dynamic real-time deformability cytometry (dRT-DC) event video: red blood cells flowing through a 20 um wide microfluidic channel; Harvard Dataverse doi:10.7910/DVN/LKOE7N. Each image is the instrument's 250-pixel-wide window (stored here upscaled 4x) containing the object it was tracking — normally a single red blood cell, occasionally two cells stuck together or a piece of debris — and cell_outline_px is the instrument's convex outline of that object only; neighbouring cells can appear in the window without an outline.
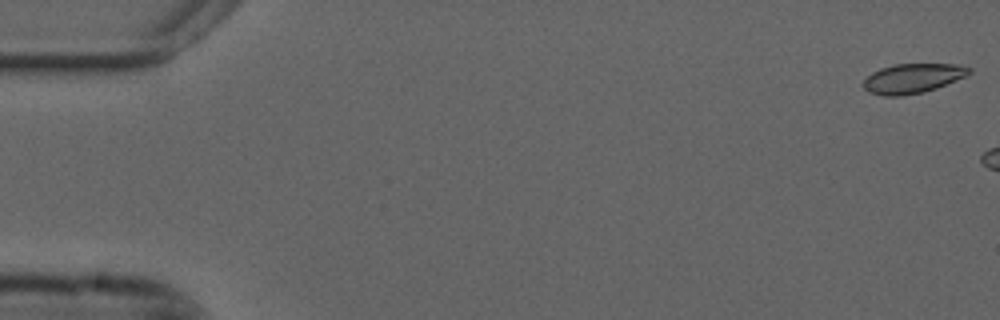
{"species": "common noctule bat (a hibernating species)", "species_latin": "Nyctalus noctula", "temperature_condition": "cold", "stored_images_in_passage": 6, "camera_frame_rate_fps": 3000, "um_per_image_px": 0.085, "animal": {"sex": "male", "forearm_length_mm": 52.5}, "frame": {"image": 1, "passage_image": 1, "time_ms": 0.0, "image_size_px": [1000, 320], "cell_outline_px": [[972, 72], [964, 76], [936, 88], [924, 92], [900, 96], [884, 96], [872, 92], [864, 88], [860, 84], [872, 72], [880, 68], [896, 64], [956, 64], [972, 68]], "centroid_in_image_um": [77.55, 6.65], "position_along_channel_um": 7.4, "area_um2": 18.09}}